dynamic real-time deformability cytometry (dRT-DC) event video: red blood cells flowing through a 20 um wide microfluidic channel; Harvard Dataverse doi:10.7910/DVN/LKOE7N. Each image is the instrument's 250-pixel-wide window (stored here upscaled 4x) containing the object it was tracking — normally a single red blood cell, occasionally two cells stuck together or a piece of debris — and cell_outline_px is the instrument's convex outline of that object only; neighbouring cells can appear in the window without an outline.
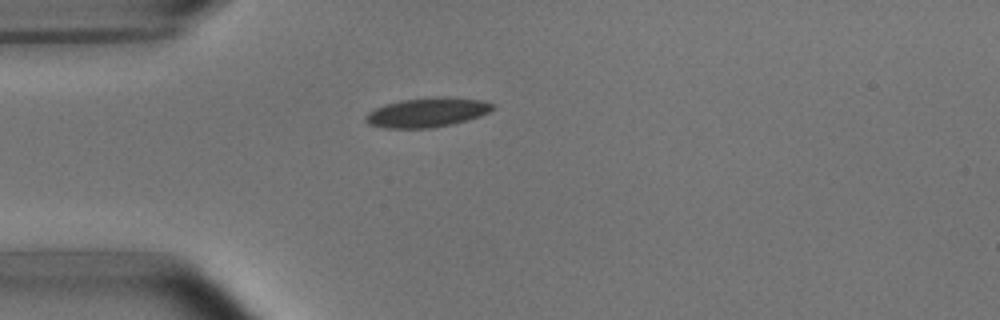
{"species": "common noctule bat (a hibernating species)", "species_latin": "Nyctalus noctula", "temperature_condition": "room temperature", "stored_images_in_passage": 2, "camera_frame_rate_fps": 3000, "um_per_image_px": 0.085, "animal": {"sex": "male", "body_mass_g": 15.6}, "frame": {"image": 1, "passage_image": 2, "time_ms": 1.333, "image_size_px": [1000, 320], "cell_outline_px": [[496, 108], [480, 116], [468, 120], [452, 124], [428, 128], [384, 128], [368, 124], [364, 120], [364, 116], [368, 112], [384, 104], [400, 100], [436, 96], [444, 96], [484, 100], [496, 104]], "centroid_in_image_um": [36.33, 9.54], "position_along_channel_um": 48.7, "area_um2": 22.14}}